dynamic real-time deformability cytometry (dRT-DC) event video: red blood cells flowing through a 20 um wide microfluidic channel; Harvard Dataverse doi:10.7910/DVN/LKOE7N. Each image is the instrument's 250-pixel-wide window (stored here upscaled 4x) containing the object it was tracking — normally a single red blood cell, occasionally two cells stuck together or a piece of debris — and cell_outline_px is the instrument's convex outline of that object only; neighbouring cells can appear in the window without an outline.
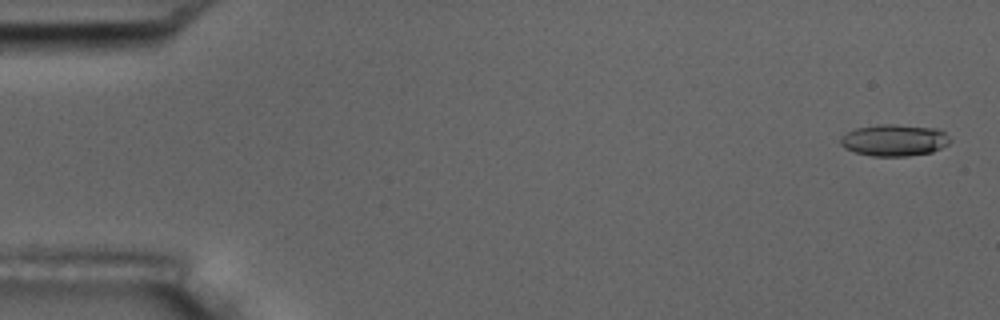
{"species": "common noctule bat (a hibernating species)", "species_latin": "Nyctalus noctula", "temperature_condition": "room temperature", "stored_images_in_passage": 6, "camera_frame_rate_fps": 3000, "um_per_image_px": 0.085, "animal": {"sex": "male", "body_mass_g": 17.5, "forearm_length_mm": 52.3}, "frame": {"image": 1, "passage_image": 1, "time_ms": 0.0, "image_size_px": [1000, 320], "cell_outline_px": [[952, 140], [948, 144], [932, 152], [908, 156], [872, 156], [856, 152], [844, 148], [840, 144], [840, 140], [848, 132], [856, 128], [876, 124], [896, 124], [940, 128]], "centroid_in_image_um": [76.05, 11.9], "position_along_channel_um": 9.0, "area_um2": 20.35}}
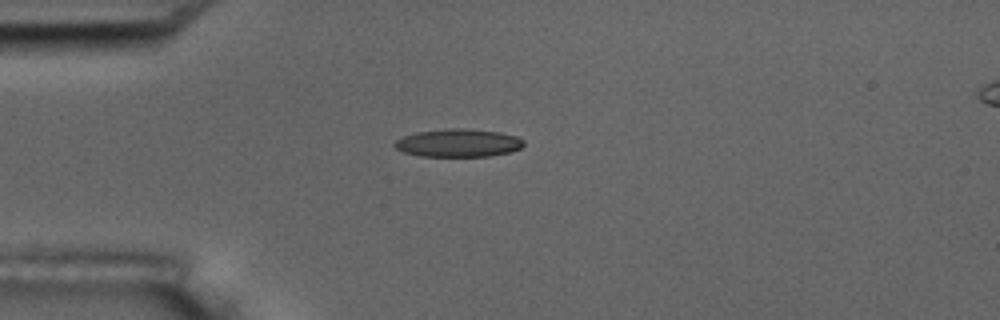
{"frame": {"image": 2, "passage_image": 5, "time_ms": 4.333, "image_size_px": [1000, 320], "cell_outline_px": [[524, 144], [520, 148], [512, 152], [488, 156], [420, 156], [404, 152], [396, 148], [392, 144], [396, 140], [404, 136], [416, 132], [444, 128], [464, 128], [500, 132], [516, 136], [524, 140]], "centroid_in_image_um": [38.96, 12.14], "position_along_channel_um": 46.0, "area_um2": 21.15}}